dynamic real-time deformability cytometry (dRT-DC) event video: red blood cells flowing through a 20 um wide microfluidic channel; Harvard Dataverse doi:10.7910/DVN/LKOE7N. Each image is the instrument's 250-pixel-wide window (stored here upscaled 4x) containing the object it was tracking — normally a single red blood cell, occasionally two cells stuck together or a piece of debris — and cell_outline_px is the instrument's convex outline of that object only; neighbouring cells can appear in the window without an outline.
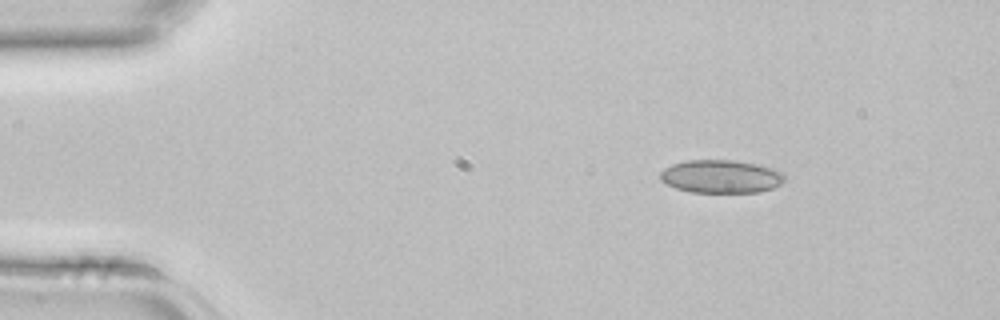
{"species": "common noctule bat (a hibernating species)", "species_latin": "Nyctalus noctula", "temperature_condition": "room temperature", "stored_images_in_passage": 3, "camera_frame_rate_fps": 3000, "um_per_image_px": 0.085, "animal": {"sex": "female", "body_mass_g": 22.7, "forearm_length_mm": 54.2}, "frame": {"image": 1, "passage_image": 1, "time_ms": 0.0, "image_size_px": [1000, 320], "cell_outline_px": [[784, 180], [780, 184], [772, 188], [760, 192], [692, 192], [676, 188], [660, 180], [660, 172], [664, 168], [672, 164], [688, 160], [736, 160], [760, 164], [784, 172]], "centroid_in_image_um": [61.3, 14.99], "position_along_channel_um": 23.7, "area_um2": 24.1}}
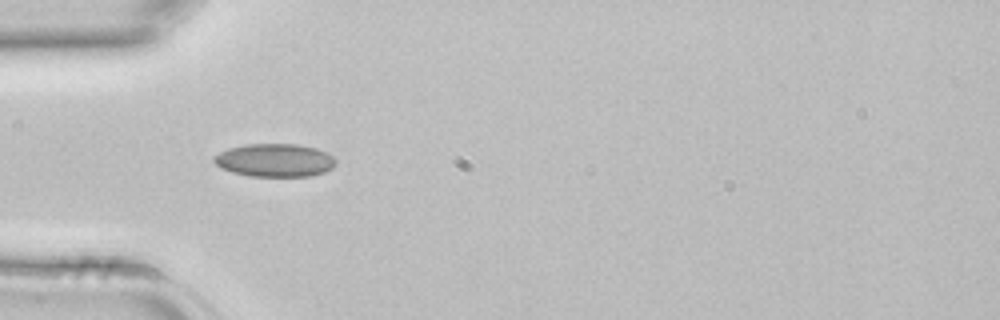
{"frame": {"image": 2, "passage_image": 3, "time_ms": 0.667, "image_size_px": [1000, 320], "cell_outline_px": [[336, 164], [332, 168], [324, 172], [312, 176], [248, 176], [232, 172], [220, 168], [212, 160], [212, 156], [228, 148], [244, 144], [296, 144], [316, 148], [328, 152], [336, 160]], "centroid_in_image_um": [23.34, 13.62], "position_along_channel_um": 61.7, "area_um2": 23.76}}